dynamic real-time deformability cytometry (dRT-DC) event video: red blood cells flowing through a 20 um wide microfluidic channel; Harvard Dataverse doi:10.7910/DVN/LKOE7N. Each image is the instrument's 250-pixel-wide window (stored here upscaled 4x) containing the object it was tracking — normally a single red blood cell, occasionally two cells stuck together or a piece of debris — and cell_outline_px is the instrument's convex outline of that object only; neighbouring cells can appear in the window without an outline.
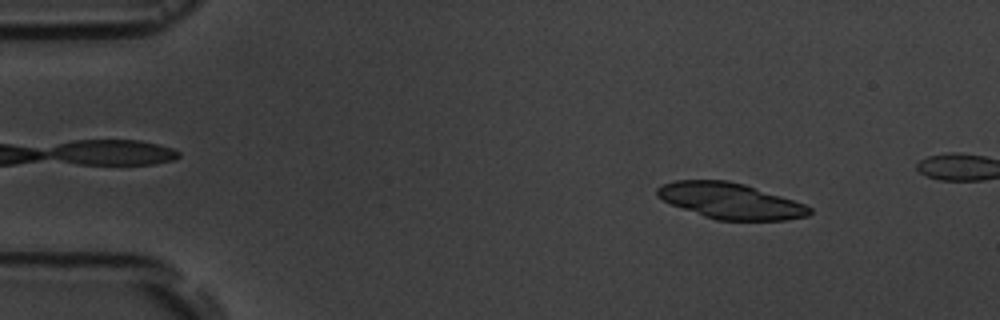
{"species": "common noctule bat (a hibernating species)", "species_latin": "Nyctalus noctula", "temperature_condition": "room temperature", "stored_images_in_passage": 5, "camera_frame_rate_fps": 3000, "um_per_image_px": 0.085, "animal": {"sex": "male", "body_mass_g": 19.5, "forearm_length_mm": 54.6}, "frame": {"image": 1, "passage_image": 2, "time_ms": 1.0, "image_size_px": [1000, 320], "cell_outline_px": [[812, 212], [808, 216], [784, 220], [716, 220], [704, 216], [672, 204], [656, 196], [656, 188], [664, 184], [676, 180], [728, 180], [744, 184], [804, 204], [812, 208]], "centroid_in_image_um": [62.08, 17.07], "position_along_channel_um": 22.9, "area_um2": 31.44}}